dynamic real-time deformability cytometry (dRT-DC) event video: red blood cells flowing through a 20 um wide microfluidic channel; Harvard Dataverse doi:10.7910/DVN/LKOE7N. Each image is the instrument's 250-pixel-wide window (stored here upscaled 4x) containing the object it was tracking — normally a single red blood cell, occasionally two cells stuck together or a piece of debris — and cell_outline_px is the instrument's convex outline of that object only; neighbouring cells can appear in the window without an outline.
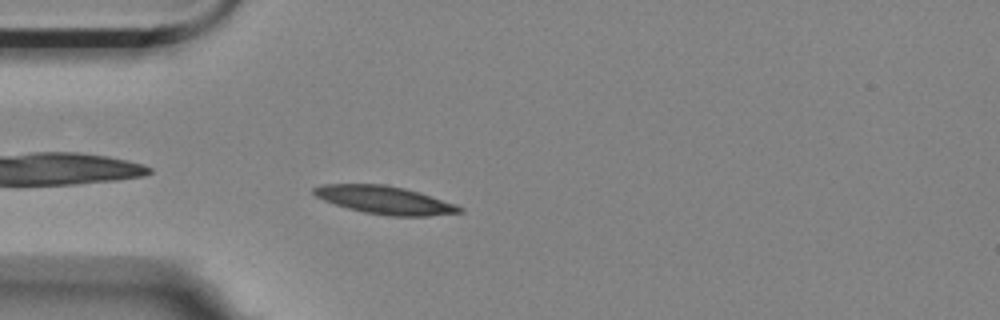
{"species": "Egyptian fruit bat (a non-hibernating species)", "species_latin": "Rousettus aegyptiacus", "temperature_condition": "room temperature", "stored_images_in_passage": 45, "camera_frame_rate_fps": 3000, "um_per_image_px": 0.085, "animal": {"sex": "female"}, "frame": {"image": 1, "passage_image": 3, "time_ms": 0.667, "image_size_px": [1000, 320], "cell_outline_px": [[464, 212], [428, 216], [388, 216], [364, 212], [348, 208], [324, 200], [316, 196], [312, 192], [312, 188], [324, 184], [384, 184], [404, 188], [420, 192], [456, 204], [464, 208]], "centroid_in_image_um": [32.74, 17.0], "position_along_channel_um": 52.3, "area_um2": 23.76}}
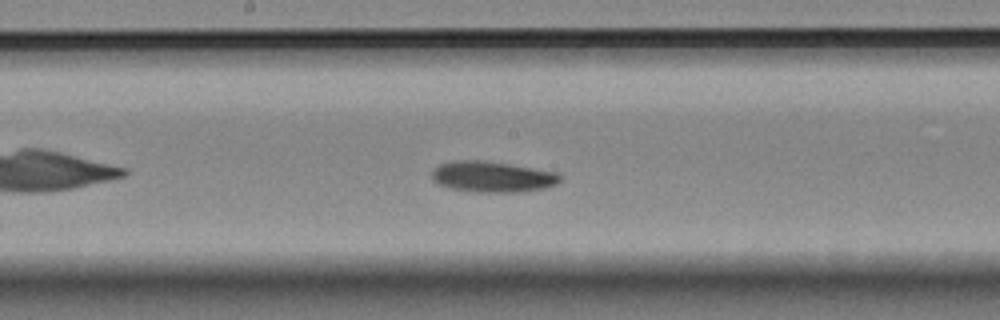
{"frame": {"image": 2, "passage_image": 17, "time_ms": 5.333, "image_size_px": [1000, 320], "cell_outline_px": [[560, 180], [556, 184], [544, 188], [520, 192], [472, 192], [452, 188], [440, 184], [432, 180], [432, 172], [440, 164], [452, 160], [484, 160], [512, 164], [560, 172]], "centroid_in_image_um": [41.88, 15.01], "position_along_channel_um": 206.3, "area_um2": 23.24}}
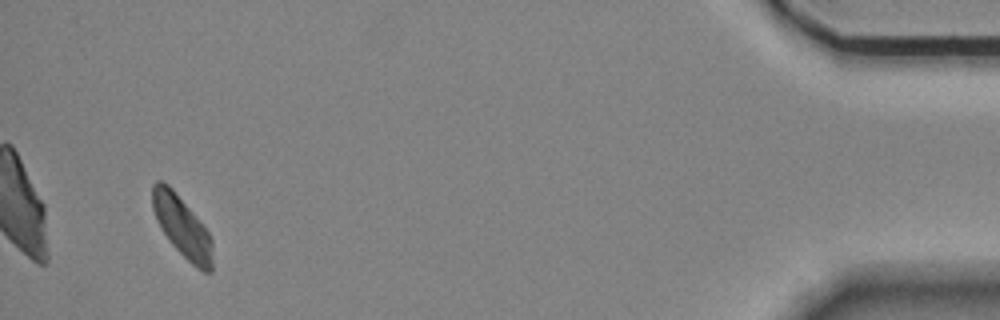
{"frame": {"image": 3, "passage_image": 42, "time_ms": 13.667, "image_size_px": [1000, 320], "cell_outline_px": [[212, 272], [204, 272], [196, 268], [172, 244], [160, 228], [156, 220], [152, 208], [152, 184], [156, 180], [164, 180], [172, 188], [200, 220], [208, 232], [212, 240]], "centroid_in_image_um": [15.46, 19.24], "position_along_channel_um": 419.7, "area_um2": 21.39}, "authors_computed_cell_mechanics": {"area_um2": 22.1952, "velocity_mm_per_s": 3.4589, "shape_relaxation_time_tau1_ms": 2.8145, "shape_relaxation_time_tau2_ms": null, "deformation_change_tau1": 0.1172, "deformation_change_tau2": null}}